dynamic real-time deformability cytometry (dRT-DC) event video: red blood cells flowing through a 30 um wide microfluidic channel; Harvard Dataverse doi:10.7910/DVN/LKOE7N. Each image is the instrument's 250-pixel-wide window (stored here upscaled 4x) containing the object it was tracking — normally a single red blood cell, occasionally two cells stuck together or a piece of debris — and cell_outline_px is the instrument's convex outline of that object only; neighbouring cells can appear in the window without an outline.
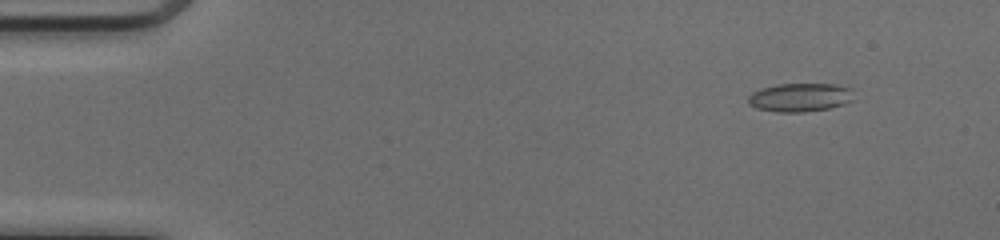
{"species": "common noctule bat (a hibernating species)", "species_latin": "Nyctalus noctula", "temperature_condition": "cold", "stored_images_in_passage": 11, "camera_frame_rate_fps": 3000, "um_per_image_px": 0.085, "animal": {"sex": "female", "body_mass_g": 17.0, "forearm_length_mm": 48.0}, "frame": {"image": 1, "passage_image": 1, "time_ms": 0.0, "image_size_px": [1000, 240], "cell_outline_px": [[836, 88], [832, 104], [820, 108], [768, 108], [768, 92], [772, 88], [792, 84], [816, 84]], "centroid_in_image_um": [68.08, 8.19], "position_along_channel_um": 16.9, "area_um2": 10.52}}
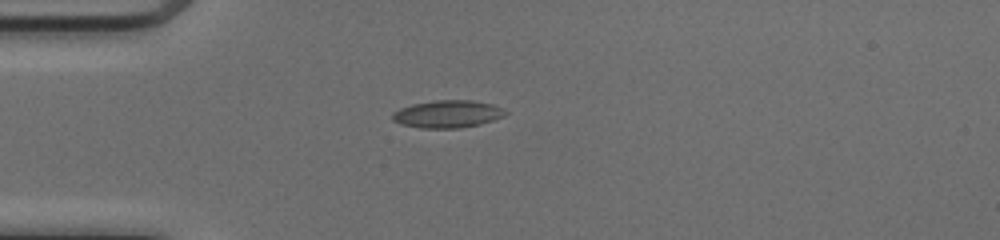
{"frame": {"image": 2, "passage_image": 10, "time_ms": 3.0, "image_size_px": [1000, 240], "cell_outline_px": [[480, 104], [472, 124], [412, 124], [400, 120], [408, 108], [424, 104]], "centroid_in_image_um": [37.5, 9.7], "position_along_channel_um": 47.5, "area_um2": 10.0}}